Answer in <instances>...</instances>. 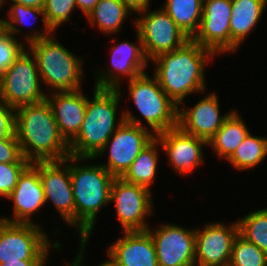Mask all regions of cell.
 I'll list each match as a JSON object with an SVG mask.
<instances>
[{
    "instance_id": "cell-1",
    "label": "cell",
    "mask_w": 267,
    "mask_h": 266,
    "mask_svg": "<svg viewBox=\"0 0 267 266\" xmlns=\"http://www.w3.org/2000/svg\"><path fill=\"white\" fill-rule=\"evenodd\" d=\"M216 56L211 50L201 47L193 39L174 51L152 59L157 66L153 76L162 90L180 107L184 98L191 93H204L205 65Z\"/></svg>"
},
{
    "instance_id": "cell-2",
    "label": "cell",
    "mask_w": 267,
    "mask_h": 266,
    "mask_svg": "<svg viewBox=\"0 0 267 266\" xmlns=\"http://www.w3.org/2000/svg\"><path fill=\"white\" fill-rule=\"evenodd\" d=\"M15 134L22 155L30 163L60 161L70 155L46 98L15 109Z\"/></svg>"
},
{
    "instance_id": "cell-3",
    "label": "cell",
    "mask_w": 267,
    "mask_h": 266,
    "mask_svg": "<svg viewBox=\"0 0 267 266\" xmlns=\"http://www.w3.org/2000/svg\"><path fill=\"white\" fill-rule=\"evenodd\" d=\"M88 159L93 160L69 155L75 201V228L79 232V239H89L100 209L110 203L111 186L115 179L101 164L79 165Z\"/></svg>"
},
{
    "instance_id": "cell-4",
    "label": "cell",
    "mask_w": 267,
    "mask_h": 266,
    "mask_svg": "<svg viewBox=\"0 0 267 266\" xmlns=\"http://www.w3.org/2000/svg\"><path fill=\"white\" fill-rule=\"evenodd\" d=\"M121 97V85L117 89L94 88L92 100L87 97L81 129L69 143L71 156L94 158L101 151L107 140L125 121L120 116L116 122Z\"/></svg>"
},
{
    "instance_id": "cell-5",
    "label": "cell",
    "mask_w": 267,
    "mask_h": 266,
    "mask_svg": "<svg viewBox=\"0 0 267 266\" xmlns=\"http://www.w3.org/2000/svg\"><path fill=\"white\" fill-rule=\"evenodd\" d=\"M52 36L28 45L36 59L41 82L49 87V91L54 89L52 92L82 89V58L76 57Z\"/></svg>"
},
{
    "instance_id": "cell-6",
    "label": "cell",
    "mask_w": 267,
    "mask_h": 266,
    "mask_svg": "<svg viewBox=\"0 0 267 266\" xmlns=\"http://www.w3.org/2000/svg\"><path fill=\"white\" fill-rule=\"evenodd\" d=\"M124 123L107 140L101 151L92 159L104 155L108 150V162L101 165L115 178H121L129 169L138 154L146 147L155 135L145 127L140 118L130 111L122 112Z\"/></svg>"
},
{
    "instance_id": "cell-7",
    "label": "cell",
    "mask_w": 267,
    "mask_h": 266,
    "mask_svg": "<svg viewBox=\"0 0 267 266\" xmlns=\"http://www.w3.org/2000/svg\"><path fill=\"white\" fill-rule=\"evenodd\" d=\"M128 81L130 97L154 135L178 126V106L154 76L143 73Z\"/></svg>"
},
{
    "instance_id": "cell-8",
    "label": "cell",
    "mask_w": 267,
    "mask_h": 266,
    "mask_svg": "<svg viewBox=\"0 0 267 266\" xmlns=\"http://www.w3.org/2000/svg\"><path fill=\"white\" fill-rule=\"evenodd\" d=\"M43 230L35 223H11L0 219V264L48 260L51 247L61 252V244L58 241L49 243V237Z\"/></svg>"
},
{
    "instance_id": "cell-9",
    "label": "cell",
    "mask_w": 267,
    "mask_h": 266,
    "mask_svg": "<svg viewBox=\"0 0 267 266\" xmlns=\"http://www.w3.org/2000/svg\"><path fill=\"white\" fill-rule=\"evenodd\" d=\"M26 50L25 48L0 79V100L14 109L46 98L40 85L36 59Z\"/></svg>"
},
{
    "instance_id": "cell-10",
    "label": "cell",
    "mask_w": 267,
    "mask_h": 266,
    "mask_svg": "<svg viewBox=\"0 0 267 266\" xmlns=\"http://www.w3.org/2000/svg\"><path fill=\"white\" fill-rule=\"evenodd\" d=\"M142 14V15H141ZM135 17V27L148 60L171 52L184 45L190 38L162 9L149 11V7Z\"/></svg>"
},
{
    "instance_id": "cell-11",
    "label": "cell",
    "mask_w": 267,
    "mask_h": 266,
    "mask_svg": "<svg viewBox=\"0 0 267 266\" xmlns=\"http://www.w3.org/2000/svg\"><path fill=\"white\" fill-rule=\"evenodd\" d=\"M146 187L115 178L111 186L110 203L116 208L118 221L124 231H146V217L153 215L152 193Z\"/></svg>"
},
{
    "instance_id": "cell-12",
    "label": "cell",
    "mask_w": 267,
    "mask_h": 266,
    "mask_svg": "<svg viewBox=\"0 0 267 266\" xmlns=\"http://www.w3.org/2000/svg\"><path fill=\"white\" fill-rule=\"evenodd\" d=\"M39 175L45 202L52 201L63 221L75 227V201L69 156L60 161H39Z\"/></svg>"
},
{
    "instance_id": "cell-13",
    "label": "cell",
    "mask_w": 267,
    "mask_h": 266,
    "mask_svg": "<svg viewBox=\"0 0 267 266\" xmlns=\"http://www.w3.org/2000/svg\"><path fill=\"white\" fill-rule=\"evenodd\" d=\"M147 229L158 259V266H195V229L175 224H162Z\"/></svg>"
},
{
    "instance_id": "cell-14",
    "label": "cell",
    "mask_w": 267,
    "mask_h": 266,
    "mask_svg": "<svg viewBox=\"0 0 267 266\" xmlns=\"http://www.w3.org/2000/svg\"><path fill=\"white\" fill-rule=\"evenodd\" d=\"M238 234V221L228 226L212 222L195 229V266H228Z\"/></svg>"
},
{
    "instance_id": "cell-15",
    "label": "cell",
    "mask_w": 267,
    "mask_h": 266,
    "mask_svg": "<svg viewBox=\"0 0 267 266\" xmlns=\"http://www.w3.org/2000/svg\"><path fill=\"white\" fill-rule=\"evenodd\" d=\"M231 0H203L198 32L192 38L215 55L230 53Z\"/></svg>"
},
{
    "instance_id": "cell-16",
    "label": "cell",
    "mask_w": 267,
    "mask_h": 266,
    "mask_svg": "<svg viewBox=\"0 0 267 266\" xmlns=\"http://www.w3.org/2000/svg\"><path fill=\"white\" fill-rule=\"evenodd\" d=\"M136 37L138 44L123 41L111 47V65L107 70L102 69L100 73H97L98 75L96 74V88L117 89L121 83V76L125 77L126 75L129 78L128 80H132L146 73L145 69L149 60L145 55L143 44L137 31Z\"/></svg>"
},
{
    "instance_id": "cell-17",
    "label": "cell",
    "mask_w": 267,
    "mask_h": 266,
    "mask_svg": "<svg viewBox=\"0 0 267 266\" xmlns=\"http://www.w3.org/2000/svg\"><path fill=\"white\" fill-rule=\"evenodd\" d=\"M155 137L176 173L187 175L204 162L202 148L208 146L206 140L187 134L178 126Z\"/></svg>"
},
{
    "instance_id": "cell-18",
    "label": "cell",
    "mask_w": 267,
    "mask_h": 266,
    "mask_svg": "<svg viewBox=\"0 0 267 266\" xmlns=\"http://www.w3.org/2000/svg\"><path fill=\"white\" fill-rule=\"evenodd\" d=\"M13 204V217H1L11 223H34L32 214L45 204L44 191L39 175V161L30 163L19 175L13 192L7 197ZM31 216V217H30Z\"/></svg>"
},
{
    "instance_id": "cell-19",
    "label": "cell",
    "mask_w": 267,
    "mask_h": 266,
    "mask_svg": "<svg viewBox=\"0 0 267 266\" xmlns=\"http://www.w3.org/2000/svg\"><path fill=\"white\" fill-rule=\"evenodd\" d=\"M219 106L217 95L209 93L189 110L184 105L183 109L178 107V127L187 134L209 142L233 112L220 115Z\"/></svg>"
},
{
    "instance_id": "cell-20",
    "label": "cell",
    "mask_w": 267,
    "mask_h": 266,
    "mask_svg": "<svg viewBox=\"0 0 267 266\" xmlns=\"http://www.w3.org/2000/svg\"><path fill=\"white\" fill-rule=\"evenodd\" d=\"M51 95V97H49ZM46 95L61 136L69 144L79 133L87 107L82 89Z\"/></svg>"
},
{
    "instance_id": "cell-21",
    "label": "cell",
    "mask_w": 267,
    "mask_h": 266,
    "mask_svg": "<svg viewBox=\"0 0 267 266\" xmlns=\"http://www.w3.org/2000/svg\"><path fill=\"white\" fill-rule=\"evenodd\" d=\"M106 252L118 266H158L156 247L146 231H123Z\"/></svg>"
},
{
    "instance_id": "cell-22",
    "label": "cell",
    "mask_w": 267,
    "mask_h": 266,
    "mask_svg": "<svg viewBox=\"0 0 267 266\" xmlns=\"http://www.w3.org/2000/svg\"><path fill=\"white\" fill-rule=\"evenodd\" d=\"M230 53L240 47L261 19L267 0H231Z\"/></svg>"
},
{
    "instance_id": "cell-23",
    "label": "cell",
    "mask_w": 267,
    "mask_h": 266,
    "mask_svg": "<svg viewBox=\"0 0 267 266\" xmlns=\"http://www.w3.org/2000/svg\"><path fill=\"white\" fill-rule=\"evenodd\" d=\"M242 119L238 111L234 110L209 140V147L211 146L220 158L227 160L249 134L250 130Z\"/></svg>"
},
{
    "instance_id": "cell-24",
    "label": "cell",
    "mask_w": 267,
    "mask_h": 266,
    "mask_svg": "<svg viewBox=\"0 0 267 266\" xmlns=\"http://www.w3.org/2000/svg\"><path fill=\"white\" fill-rule=\"evenodd\" d=\"M160 143L155 137L144 149L138 154L136 159L130 165L129 169L121 177L124 181L151 189L155 175L157 173L159 153L157 146Z\"/></svg>"
},
{
    "instance_id": "cell-25",
    "label": "cell",
    "mask_w": 267,
    "mask_h": 266,
    "mask_svg": "<svg viewBox=\"0 0 267 266\" xmlns=\"http://www.w3.org/2000/svg\"><path fill=\"white\" fill-rule=\"evenodd\" d=\"M162 9L190 39L198 32L203 0H166Z\"/></svg>"
},
{
    "instance_id": "cell-26",
    "label": "cell",
    "mask_w": 267,
    "mask_h": 266,
    "mask_svg": "<svg viewBox=\"0 0 267 266\" xmlns=\"http://www.w3.org/2000/svg\"><path fill=\"white\" fill-rule=\"evenodd\" d=\"M11 7H9V12H8V18L2 19L1 18V26L3 28H5L10 34H12L13 36L15 34H19L21 33L20 28H18V25H29V21L31 19H37L38 16L41 15V20L44 23V28L45 31H43L42 29L32 33V34H28L25 39L27 40L26 42H28V45L32 42L38 41L40 39H43L45 37H49L51 35H53L54 31L48 26L46 19H45V15L43 12L42 8H37V7H32V6H25L23 4L20 3H11ZM29 20V21H28ZM29 23H28V22ZM33 24V23H32Z\"/></svg>"
},
{
    "instance_id": "cell-27",
    "label": "cell",
    "mask_w": 267,
    "mask_h": 266,
    "mask_svg": "<svg viewBox=\"0 0 267 266\" xmlns=\"http://www.w3.org/2000/svg\"><path fill=\"white\" fill-rule=\"evenodd\" d=\"M131 12L119 0H99L87 16L90 24L107 35L121 32V25Z\"/></svg>"
},
{
    "instance_id": "cell-28",
    "label": "cell",
    "mask_w": 267,
    "mask_h": 266,
    "mask_svg": "<svg viewBox=\"0 0 267 266\" xmlns=\"http://www.w3.org/2000/svg\"><path fill=\"white\" fill-rule=\"evenodd\" d=\"M267 156V138L257 137L250 132L227 159L238 170H248L258 166Z\"/></svg>"
},
{
    "instance_id": "cell-29",
    "label": "cell",
    "mask_w": 267,
    "mask_h": 266,
    "mask_svg": "<svg viewBox=\"0 0 267 266\" xmlns=\"http://www.w3.org/2000/svg\"><path fill=\"white\" fill-rule=\"evenodd\" d=\"M237 221L239 234L267 254V208L248 213Z\"/></svg>"
},
{
    "instance_id": "cell-30",
    "label": "cell",
    "mask_w": 267,
    "mask_h": 266,
    "mask_svg": "<svg viewBox=\"0 0 267 266\" xmlns=\"http://www.w3.org/2000/svg\"><path fill=\"white\" fill-rule=\"evenodd\" d=\"M228 266H267V254L238 234Z\"/></svg>"
},
{
    "instance_id": "cell-31",
    "label": "cell",
    "mask_w": 267,
    "mask_h": 266,
    "mask_svg": "<svg viewBox=\"0 0 267 266\" xmlns=\"http://www.w3.org/2000/svg\"><path fill=\"white\" fill-rule=\"evenodd\" d=\"M77 8L75 0H45L43 12L48 26L53 30L70 21V15Z\"/></svg>"
},
{
    "instance_id": "cell-32",
    "label": "cell",
    "mask_w": 267,
    "mask_h": 266,
    "mask_svg": "<svg viewBox=\"0 0 267 266\" xmlns=\"http://www.w3.org/2000/svg\"><path fill=\"white\" fill-rule=\"evenodd\" d=\"M24 49V43L0 25V79Z\"/></svg>"
},
{
    "instance_id": "cell-33",
    "label": "cell",
    "mask_w": 267,
    "mask_h": 266,
    "mask_svg": "<svg viewBox=\"0 0 267 266\" xmlns=\"http://www.w3.org/2000/svg\"><path fill=\"white\" fill-rule=\"evenodd\" d=\"M30 164L22 156L16 163H0V196L7 198L15 188L19 175Z\"/></svg>"
},
{
    "instance_id": "cell-34",
    "label": "cell",
    "mask_w": 267,
    "mask_h": 266,
    "mask_svg": "<svg viewBox=\"0 0 267 266\" xmlns=\"http://www.w3.org/2000/svg\"><path fill=\"white\" fill-rule=\"evenodd\" d=\"M22 152L16 134L0 140V163H16Z\"/></svg>"
},
{
    "instance_id": "cell-35",
    "label": "cell",
    "mask_w": 267,
    "mask_h": 266,
    "mask_svg": "<svg viewBox=\"0 0 267 266\" xmlns=\"http://www.w3.org/2000/svg\"><path fill=\"white\" fill-rule=\"evenodd\" d=\"M15 133V109L0 100V140Z\"/></svg>"
},
{
    "instance_id": "cell-36",
    "label": "cell",
    "mask_w": 267,
    "mask_h": 266,
    "mask_svg": "<svg viewBox=\"0 0 267 266\" xmlns=\"http://www.w3.org/2000/svg\"><path fill=\"white\" fill-rule=\"evenodd\" d=\"M131 13H140L150 6L151 0H119Z\"/></svg>"
},
{
    "instance_id": "cell-37",
    "label": "cell",
    "mask_w": 267,
    "mask_h": 266,
    "mask_svg": "<svg viewBox=\"0 0 267 266\" xmlns=\"http://www.w3.org/2000/svg\"><path fill=\"white\" fill-rule=\"evenodd\" d=\"M47 260H20L0 264V266H46Z\"/></svg>"
},
{
    "instance_id": "cell-38",
    "label": "cell",
    "mask_w": 267,
    "mask_h": 266,
    "mask_svg": "<svg viewBox=\"0 0 267 266\" xmlns=\"http://www.w3.org/2000/svg\"><path fill=\"white\" fill-rule=\"evenodd\" d=\"M99 0H75L77 8L87 17Z\"/></svg>"
},
{
    "instance_id": "cell-39",
    "label": "cell",
    "mask_w": 267,
    "mask_h": 266,
    "mask_svg": "<svg viewBox=\"0 0 267 266\" xmlns=\"http://www.w3.org/2000/svg\"><path fill=\"white\" fill-rule=\"evenodd\" d=\"M79 242H80V251L78 253V255H76V257L73 259V262L72 263H67L68 265L66 266H82L83 264V253L84 250H85V246L87 247L86 244H88V239H79Z\"/></svg>"
},
{
    "instance_id": "cell-40",
    "label": "cell",
    "mask_w": 267,
    "mask_h": 266,
    "mask_svg": "<svg viewBox=\"0 0 267 266\" xmlns=\"http://www.w3.org/2000/svg\"><path fill=\"white\" fill-rule=\"evenodd\" d=\"M1 1V6H4V2H12V3H20L25 6H32V7H37V8H42L44 7L45 0H0Z\"/></svg>"
},
{
    "instance_id": "cell-41",
    "label": "cell",
    "mask_w": 267,
    "mask_h": 266,
    "mask_svg": "<svg viewBox=\"0 0 267 266\" xmlns=\"http://www.w3.org/2000/svg\"><path fill=\"white\" fill-rule=\"evenodd\" d=\"M100 264L98 266H118L111 258H109L107 261H104Z\"/></svg>"
}]
</instances>
